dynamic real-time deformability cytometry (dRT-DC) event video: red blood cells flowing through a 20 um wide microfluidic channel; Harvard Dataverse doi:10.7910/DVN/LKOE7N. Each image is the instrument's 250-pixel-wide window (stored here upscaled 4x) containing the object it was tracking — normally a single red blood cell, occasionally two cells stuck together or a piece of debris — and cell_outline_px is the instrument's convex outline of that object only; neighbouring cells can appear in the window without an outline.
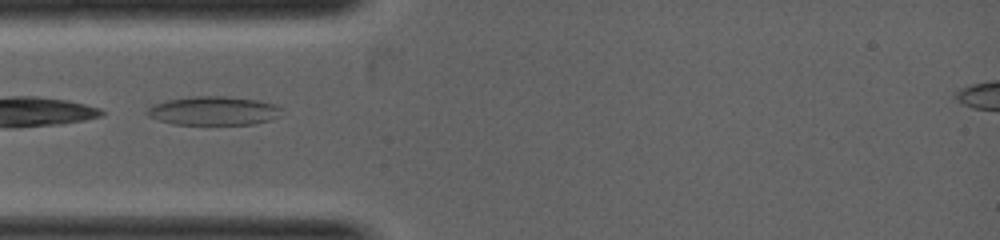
{"species": "common noctule bat (a hibernating species)", "species_latin": "Nyctalus noctula", "temperature_condition": "warm", "stored_images_in_passage": 4, "camera_frame_rate_fps": 5000, "um_per_image_px": 0.085, "animal": {"sex": "female", "body_mass_g": 19.0, "forearm_length_mm": 53.3}, "frame": {"image": 1, "passage_image": 1, "time_ms": 0.0, "image_size_px": [1000, 240], "cell_outline_px": [[284, 108], [280, 116], [272, 120], [252, 124], [176, 124], [160, 120], [148, 116], [144, 112], [152, 104], [168, 100], [192, 96], [228, 96], [260, 100], [276, 104]], "centroid_in_image_um": [18.22, 9.4], "position_along_channel_um": 66.8, "area_um2": 22.83}}
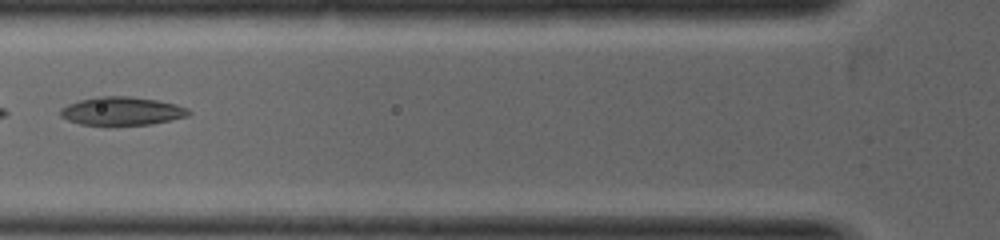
{"frame": {"image": 2, "passage_image": 3, "time_ms": 0.6, "image_size_px": [1000, 240], "cell_outline_px": [[192, 112], [188, 116], [172, 120], [148, 124], [80, 124], [68, 120], [60, 116], [60, 108], [68, 104], [80, 100], [96, 96], [128, 96], [156, 100], [176, 104], [188, 108]], "centroid_in_image_um": [10.37, 9.42], "position_along_channel_um": 115.4, "area_um2": 20.98}}